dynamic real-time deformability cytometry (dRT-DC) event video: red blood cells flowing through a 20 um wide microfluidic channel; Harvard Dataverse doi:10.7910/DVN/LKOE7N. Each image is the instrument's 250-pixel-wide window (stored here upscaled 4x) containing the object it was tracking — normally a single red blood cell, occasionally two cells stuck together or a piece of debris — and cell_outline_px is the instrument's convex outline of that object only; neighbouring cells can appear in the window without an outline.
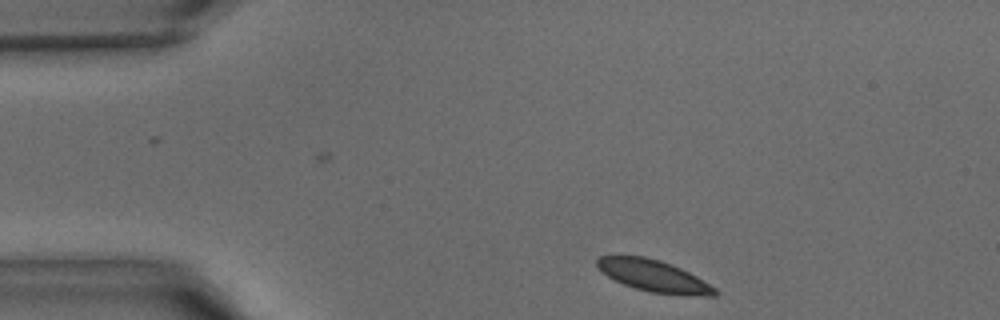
{"species": "common noctule bat (a hibernating species)", "species_latin": "Nyctalus noctula", "temperature_condition": "warm", "stored_images_in_passage": 2, "camera_frame_rate_fps": 3000, "um_per_image_px": 0.085, "animal": {"sex": "male", "body_mass_g": 15.6}, "frame": {"image": 1, "passage_image": 2, "time_ms": 0.333, "image_size_px": [1000, 320], "cell_outline_px": [[720, 292], [716, 296], [684, 296], [652, 292], [636, 288], [624, 284], [608, 276], [596, 264], [596, 260], [600, 256], [644, 256], [660, 260], [680, 268], [696, 276], [716, 288]], "centroid_in_image_um": [55.64, 23.47], "position_along_channel_um": 29.4, "area_um2": 21.62}}